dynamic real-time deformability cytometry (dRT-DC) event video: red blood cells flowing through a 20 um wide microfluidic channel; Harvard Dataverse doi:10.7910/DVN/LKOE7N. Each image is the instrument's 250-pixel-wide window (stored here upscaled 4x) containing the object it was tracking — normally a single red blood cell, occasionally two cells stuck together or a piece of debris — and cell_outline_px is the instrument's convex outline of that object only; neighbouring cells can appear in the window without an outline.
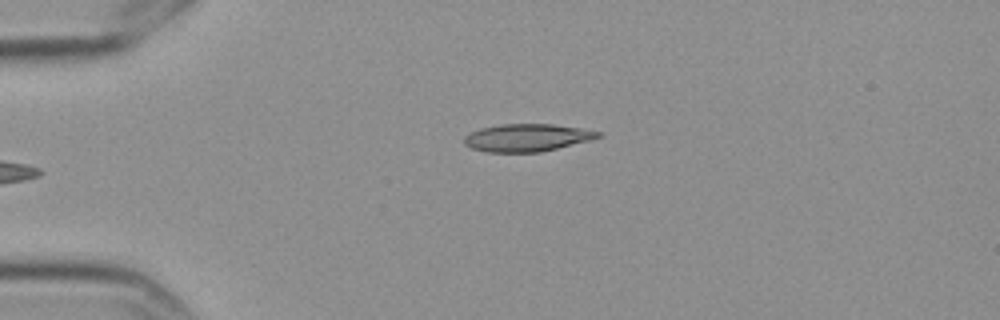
{"species": "Egyptian fruit bat (a non-hibernating species)", "species_latin": "Rousettus aegyptiacus", "temperature_condition": "cold", "stored_images_in_passage": 3, "camera_frame_rate_fps": 3000, "um_per_image_px": 0.085, "frame": {"image": 1, "passage_image": 3, "time_ms": 0.667, "image_size_px": [1000, 320], "cell_outline_px": [[600, 136], [588, 140], [540, 152], [488, 152], [472, 148], [464, 144], [464, 136], [480, 128], [500, 124], [552, 124], [600, 132]], "centroid_in_image_um": [44.71, 11.7], "position_along_channel_um": 40.3, "area_um2": 21.04}}